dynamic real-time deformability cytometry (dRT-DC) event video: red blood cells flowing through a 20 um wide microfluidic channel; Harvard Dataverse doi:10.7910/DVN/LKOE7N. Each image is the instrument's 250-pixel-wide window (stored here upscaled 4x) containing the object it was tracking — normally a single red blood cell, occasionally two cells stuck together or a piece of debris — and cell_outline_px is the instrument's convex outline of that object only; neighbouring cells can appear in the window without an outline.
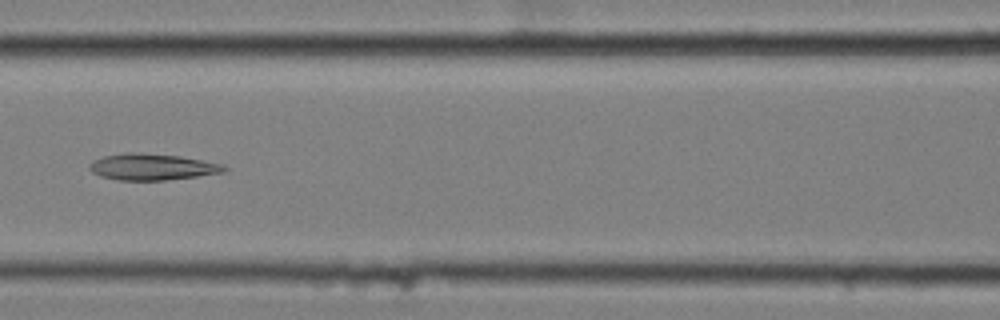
{"species": "common noctule bat (a hibernating species)", "species_latin": "Nyctalus noctula", "temperature_condition": "cold", "stored_images_in_passage": 9, "camera_frame_rate_fps": 3000, "um_per_image_px": 0.085, "animal": {"sex": "female", "body_mass_g": 25.1}, "frame": {"image": 1, "passage_image": 6, "time_ms": 1.667, "image_size_px": [1000, 320], "cell_outline_px": [[228, 168], [224, 172], [196, 176], [164, 180], [116, 180], [100, 176], [92, 172], [88, 168], [88, 164], [92, 160], [104, 156], [128, 152], [132, 152], [180, 156], [224, 164]], "centroid_in_image_um": [12.9, 14.18], "position_along_channel_um": 153.7, "area_um2": 20.69}}
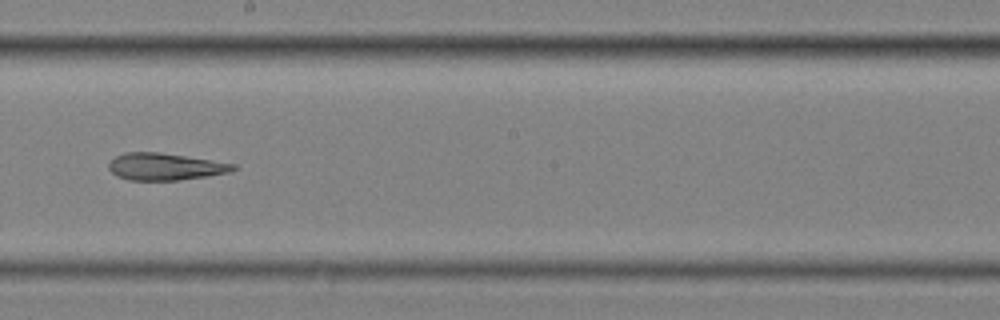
{"frame": {"image": 2, "passage_image": 8, "time_ms": 2.333, "image_size_px": [1000, 320], "cell_outline_px": [[240, 168], [232, 172], [208, 176], [176, 180], [128, 180], [116, 176], [108, 168], [108, 164], [116, 156], [124, 152], [160, 152], [236, 164]], "centroid_in_image_um": [14.06, 14.16], "position_along_channel_um": 234.1, "area_um2": 19.71}}
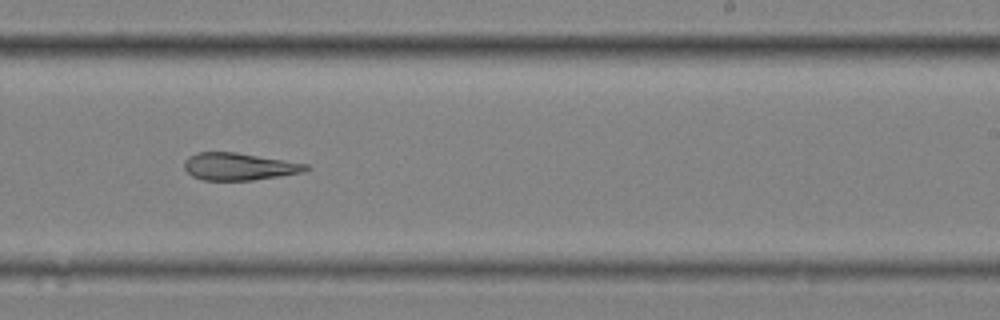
{"frame": {"image": 3, "passage_image": 9, "time_ms": 2.667, "image_size_px": [1000, 320], "cell_outline_px": [[312, 168], [304, 172], [280, 176], [252, 180], [204, 180], [192, 176], [184, 168], [184, 160], [188, 156], [196, 152], [236, 152], [308, 164]], "centroid_in_image_um": [20.32, 14.15], "position_along_channel_um": 268.7, "area_um2": 19.42}}